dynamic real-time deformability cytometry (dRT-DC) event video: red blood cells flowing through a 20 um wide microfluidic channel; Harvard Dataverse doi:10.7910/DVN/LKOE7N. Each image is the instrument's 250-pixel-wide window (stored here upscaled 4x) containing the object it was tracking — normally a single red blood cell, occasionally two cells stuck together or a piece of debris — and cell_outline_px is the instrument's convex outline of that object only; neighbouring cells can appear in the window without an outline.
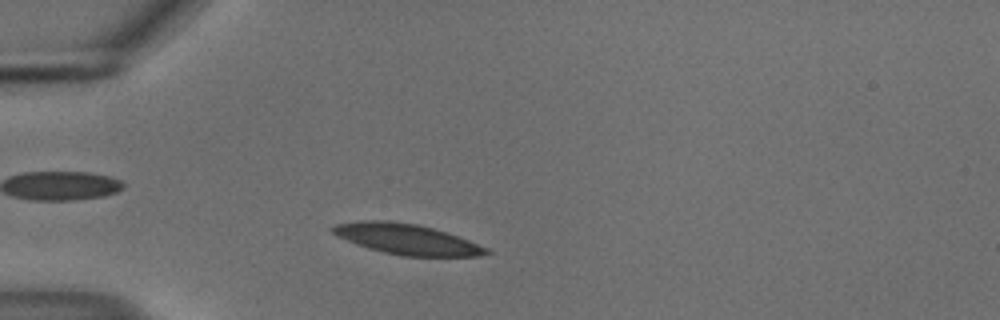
{"species": "common noctule bat (a hibernating species)", "species_latin": "Nyctalus noctula", "temperature_condition": "cold", "stored_images_in_passage": 47, "camera_frame_rate_fps": 3000, "um_per_image_px": 0.085, "animal": {"sex": "male", "body_mass_g": 18.8}, "frame": {"image": 1, "passage_image": 7, "time_ms": 2.0, "image_size_px": [1000, 320], "cell_outline_px": [[492, 252], [480, 256], [400, 256], [368, 248], [356, 244], [336, 236], [328, 228], [336, 224], [360, 220], [388, 220], [416, 224], [432, 228], [468, 240], [488, 248]], "centroid_in_image_um": [34.52, 20.32], "position_along_channel_um": 50.5, "area_um2": 27.22}}
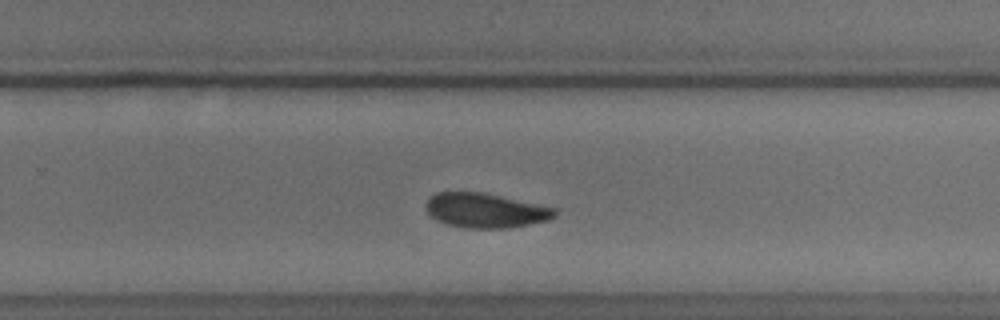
{"frame": {"image": 2, "passage_image": 28, "time_ms": 9.0, "image_size_px": [1000, 320], "cell_outline_px": [[560, 208], [556, 216], [548, 220], [528, 224], [504, 228], [468, 228], [448, 224], [436, 220], [424, 208], [424, 204], [428, 196], [436, 192], [480, 192]], "centroid_in_image_um": [41.26, 17.87], "position_along_channel_um": 288.5, "area_um2": 26.13}}
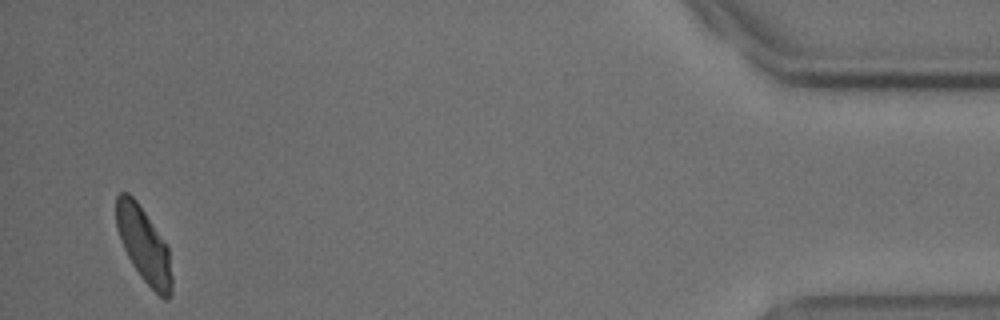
{"frame": {"image": 3, "passage_image": 45, "time_ms": 14.667, "image_size_px": [1000, 320], "cell_outline_px": [[172, 296], [168, 300], [164, 300], [140, 276], [132, 264], [120, 240], [116, 228], [116, 196], [120, 192], [128, 192], [136, 200], [168, 248], [172, 276]], "centroid_in_image_um": [12.22, 20.85], "position_along_channel_um": 423.0, "area_um2": 24.04}, "authors_computed_cell_mechanics": {"area_um2": 26.4146, "velocity_mm_per_s": 3.6554, "shape_relaxation_time_tau1_ms": 6.3882, "shape_relaxation_time_tau2_ms": 7.461, "deformation_change_tau1": 0.1342, "deformation_change_tau2": 0.109}}